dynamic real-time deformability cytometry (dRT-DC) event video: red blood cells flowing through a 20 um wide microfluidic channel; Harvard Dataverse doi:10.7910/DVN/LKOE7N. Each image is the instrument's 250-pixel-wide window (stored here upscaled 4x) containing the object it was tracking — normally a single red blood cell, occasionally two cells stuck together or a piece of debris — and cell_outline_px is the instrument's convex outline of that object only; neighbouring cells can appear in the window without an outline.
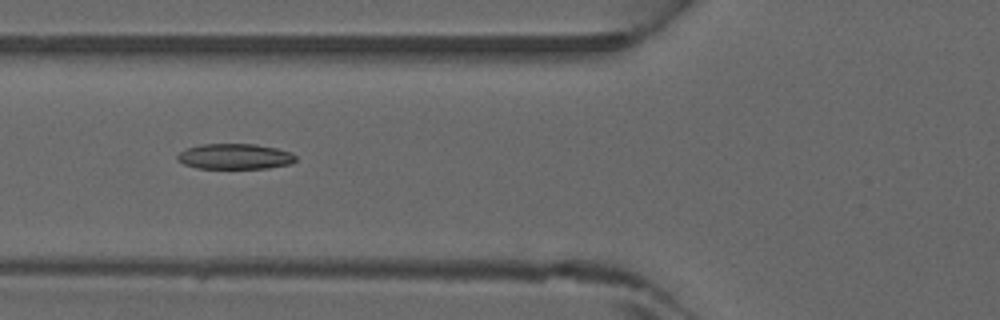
{"species": "common noctule bat (a hibernating species)", "species_latin": "Nyctalus noctula", "temperature_condition": "warm", "stored_images_in_passage": 45, "camera_frame_rate_fps": 3000, "um_per_image_px": 0.085, "animal": {"sex": "male", "forearm_length_mm": 52.5}, "frame": {"image": 1, "passage_image": 18, "time_ms": 5.667, "image_size_px": [1000, 320], "cell_outline_px": [[296, 160], [292, 164], [268, 168], [196, 168], [184, 164], [176, 160], [176, 156], [180, 152], [188, 148], [200, 144], [256, 144], [276, 148], [292, 152], [296, 156]], "centroid_in_image_um": [19.98, 13.3], "position_along_channel_um": 105.8, "area_um2": 17.69}}
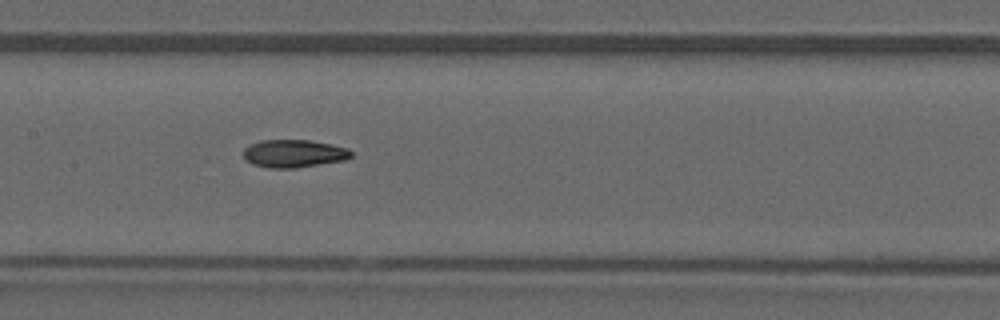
{"frame": {"image": 2, "passage_image": 23, "time_ms": 7.333, "image_size_px": [1000, 320], "cell_outline_px": [[352, 156], [348, 160], [296, 168], [268, 168], [252, 164], [244, 156], [244, 148], [248, 144], [260, 140], [312, 140], [332, 144], [348, 148], [352, 152]], "centroid_in_image_um": [25.01, 13.05], "position_along_channel_um": 182.4, "area_um2": 17.74}}
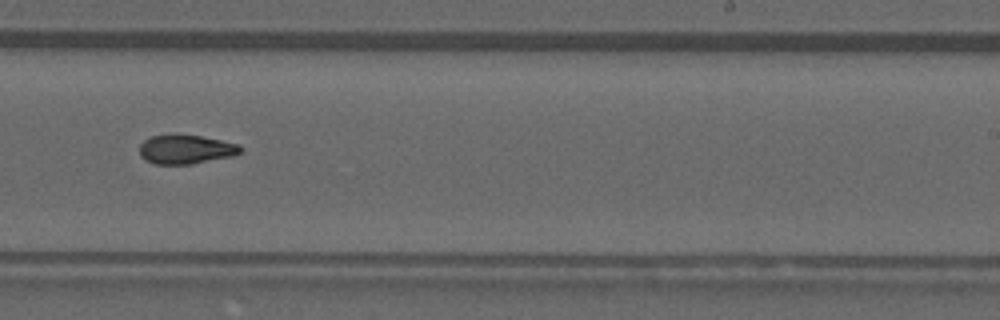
{"frame": {"image": 3, "passage_image": 29, "time_ms": 9.333, "image_size_px": [1000, 320], "cell_outline_px": [[240, 152], [232, 156], [192, 164], [156, 164], [144, 160], [140, 156], [140, 144], [144, 140], [152, 136], [172, 132], [200, 136], [240, 144]], "centroid_in_image_um": [15.74, 12.67], "position_along_channel_um": 273.3, "area_um2": 17.4}}